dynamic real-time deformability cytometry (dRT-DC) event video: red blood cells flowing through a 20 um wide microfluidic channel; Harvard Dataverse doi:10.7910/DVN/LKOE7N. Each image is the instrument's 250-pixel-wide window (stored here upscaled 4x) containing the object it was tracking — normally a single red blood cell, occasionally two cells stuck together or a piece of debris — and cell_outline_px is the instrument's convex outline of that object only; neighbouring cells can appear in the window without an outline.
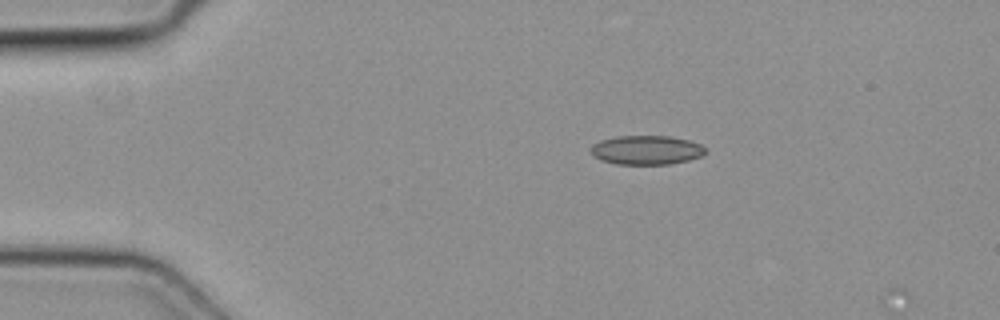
{"species": "common noctule bat (a hibernating species)", "species_latin": "Nyctalus noctula", "temperature_condition": "cold", "stored_images_in_passage": 2, "camera_frame_rate_fps": 3000, "um_per_image_px": 0.085, "animal": {"sex": "female", "body_mass_g": 19.3, "forearm_length_mm": 54.1}, "frame": {"image": 1, "passage_image": 1, "time_ms": 0.0, "image_size_px": [1000, 320], "cell_outline_px": [[704, 152], [700, 156], [688, 160], [668, 164], [616, 164], [600, 160], [592, 156], [592, 144], [600, 140], [616, 136], [672, 136], [688, 140], [700, 144], [704, 148]], "centroid_in_image_um": [54.9, 12.75], "position_along_channel_um": 30.1, "area_um2": 19.36}}